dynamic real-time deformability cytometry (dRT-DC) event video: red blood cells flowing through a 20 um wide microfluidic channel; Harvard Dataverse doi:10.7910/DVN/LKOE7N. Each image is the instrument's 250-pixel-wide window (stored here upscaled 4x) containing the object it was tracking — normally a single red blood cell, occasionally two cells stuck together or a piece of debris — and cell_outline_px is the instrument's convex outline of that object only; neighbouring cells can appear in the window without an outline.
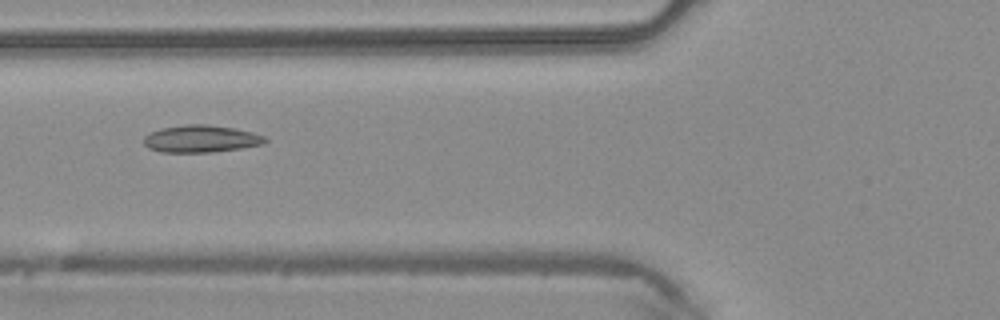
{"species": "common noctule bat (a hibernating species)", "species_latin": "Nyctalus noctula", "temperature_condition": "warm", "stored_images_in_passage": 5, "camera_frame_rate_fps": 3000, "um_per_image_px": 0.085, "animal": {"sex": "male", "body_mass_g": 20.4}, "frame": {"image": 1, "passage_image": 5, "time_ms": 1.333, "image_size_px": [1000, 320], "cell_outline_px": [[268, 140], [264, 144], [240, 148], [212, 152], [160, 152], [148, 148], [144, 144], [144, 136], [152, 132], [164, 128], [184, 124], [208, 124], [232, 128], [252, 132], [264, 136]], "centroid_in_image_um": [17.08, 11.8], "position_along_channel_um": 108.7, "area_um2": 19.13}}